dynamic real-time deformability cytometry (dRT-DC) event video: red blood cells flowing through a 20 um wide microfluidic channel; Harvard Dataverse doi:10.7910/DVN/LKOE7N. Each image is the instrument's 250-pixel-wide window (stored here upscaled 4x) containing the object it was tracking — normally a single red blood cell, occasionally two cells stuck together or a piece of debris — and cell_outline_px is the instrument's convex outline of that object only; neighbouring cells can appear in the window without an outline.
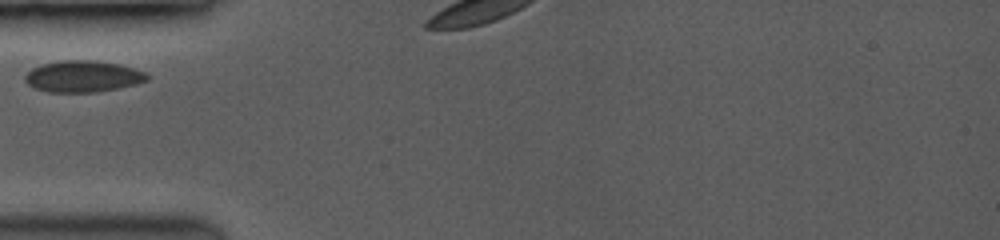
{"species": "common noctule bat (a hibernating species)", "species_latin": "Nyctalus noctula", "temperature_condition": "room temperature", "stored_images_in_passage": 16, "camera_frame_rate_fps": 3500, "um_per_image_px": 0.085, "animal": {"sex": "female", "body_mass_g": 19.0, "forearm_length_mm": 53.3}, "frame": {"image": 1, "passage_image": 1, "time_ms": 0.0, "image_size_px": [1000, 240], "cell_outline_px": [[148, 80], [116, 88], [92, 92], [48, 92], [36, 88], [28, 84], [24, 80], [24, 76], [32, 68], [40, 64], [60, 60], [88, 60], [120, 64], [148, 72]], "centroid_in_image_um": [7.02, 6.48], "position_along_channel_um": 78.0, "area_um2": 22.25}}
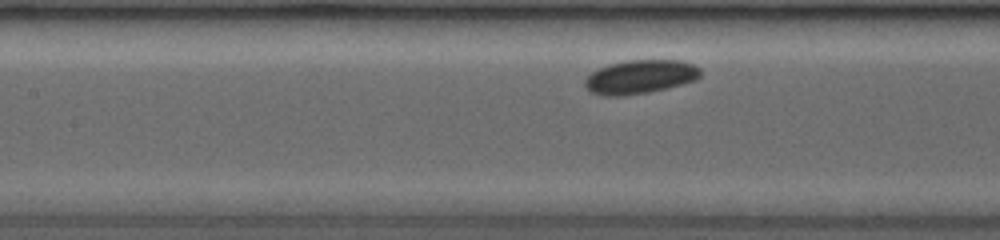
{"frame": {"image": 2, "passage_image": 11, "time_ms": 2.0, "image_size_px": [1000, 240], "cell_outline_px": [[700, 76], [696, 80], [664, 88], [644, 92], [608, 96], [592, 92], [584, 84], [584, 80], [592, 72], [608, 64], [628, 60], [680, 60], [692, 64], [700, 68]], "centroid_in_image_um": [54.42, 6.5], "position_along_channel_um": 153.0, "area_um2": 22.14}}